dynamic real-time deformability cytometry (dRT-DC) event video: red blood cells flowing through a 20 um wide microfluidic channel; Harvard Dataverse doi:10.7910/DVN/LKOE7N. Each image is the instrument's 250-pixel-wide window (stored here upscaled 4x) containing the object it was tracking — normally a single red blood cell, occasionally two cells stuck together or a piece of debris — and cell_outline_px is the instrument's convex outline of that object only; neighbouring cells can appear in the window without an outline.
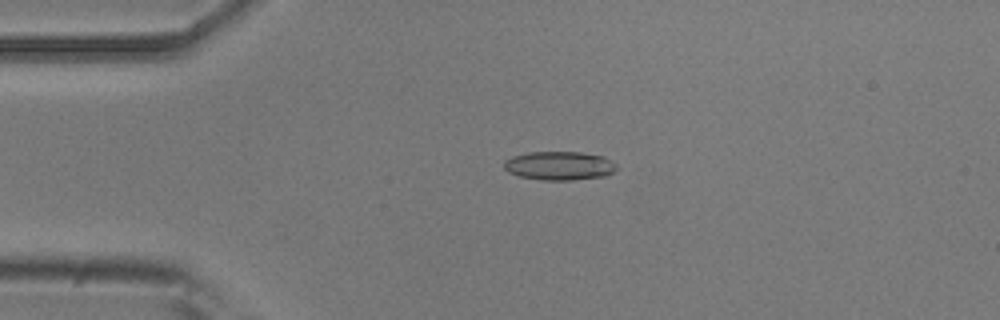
{"species": "common noctule bat (a hibernating species)", "species_latin": "Nyctalus noctula", "temperature_condition": "room temperature", "stored_images_in_passage": 19, "camera_frame_rate_fps": 3000, "um_per_image_px": 0.085, "animal": {"sex": "male", "body_mass_g": 20.5, "forearm_length_mm": 52.5}, "frame": {"image": 1, "passage_image": 3, "time_ms": 0.667, "image_size_px": [1000, 320], "cell_outline_px": [[616, 168], [612, 172], [604, 176], [572, 180], [540, 180], [520, 176], [508, 172], [504, 168], [504, 160], [512, 156], [528, 152], [580, 152], [604, 156], [616, 164]], "centroid_in_image_um": [47.52, 14.08], "position_along_channel_um": 37.5, "area_um2": 18.84}}
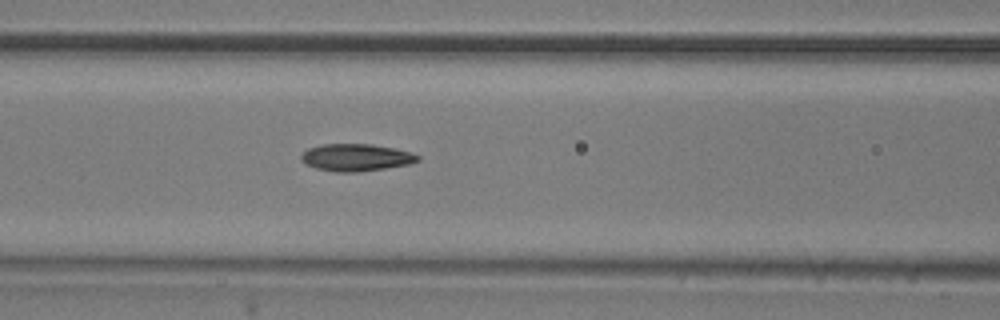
{"frame": {"image": 2, "passage_image": 13, "time_ms": 4.0, "image_size_px": [1000, 320], "cell_outline_px": [[420, 160], [408, 164], [384, 168], [356, 172], [336, 172], [316, 168], [304, 164], [300, 160], [300, 156], [308, 148], [320, 144], [372, 144], [396, 148], [420, 156]], "centroid_in_image_um": [30.22, 13.38], "position_along_channel_um": 136.4, "area_um2": 18.5}}
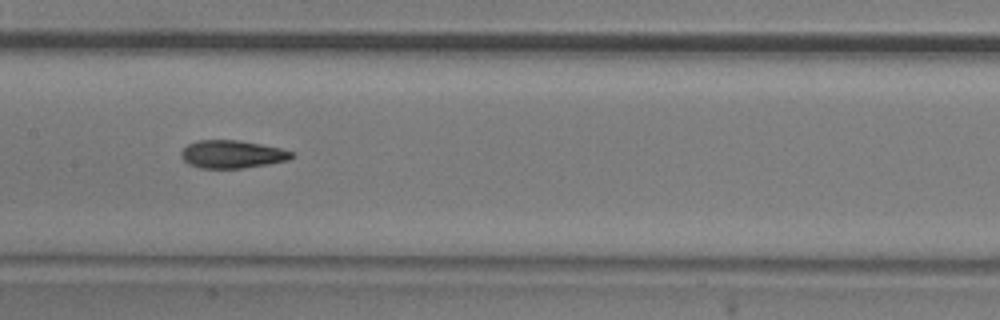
{"frame": {"image": 3, "passage_image": 17, "time_ms": 5.333, "image_size_px": [1000, 320], "cell_outline_px": [[296, 156], [288, 160], [268, 164], [244, 168], [200, 168], [188, 164], [180, 156], [180, 152], [188, 144], [200, 140], [240, 140], [280, 148], [292, 152]], "centroid_in_image_um": [19.73, 13.11], "position_along_channel_um": 187.7, "area_um2": 17.98}}